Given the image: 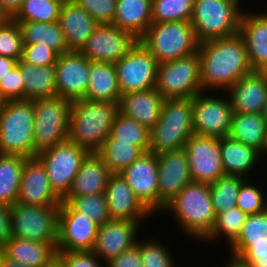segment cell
Returning a JSON list of instances; mask_svg holds the SVG:
<instances>
[{
  "mask_svg": "<svg viewBox=\"0 0 267 267\" xmlns=\"http://www.w3.org/2000/svg\"><path fill=\"white\" fill-rule=\"evenodd\" d=\"M197 53L203 91L225 92L239 79L253 72L244 39L239 33L199 43Z\"/></svg>",
  "mask_w": 267,
  "mask_h": 267,
  "instance_id": "1",
  "label": "cell"
},
{
  "mask_svg": "<svg viewBox=\"0 0 267 267\" xmlns=\"http://www.w3.org/2000/svg\"><path fill=\"white\" fill-rule=\"evenodd\" d=\"M171 218L190 239L202 242L212 231L216 215L213 209L210 184L190 182L160 212ZM167 213V214H166ZM173 216V217H172Z\"/></svg>",
  "mask_w": 267,
  "mask_h": 267,
  "instance_id": "2",
  "label": "cell"
},
{
  "mask_svg": "<svg viewBox=\"0 0 267 267\" xmlns=\"http://www.w3.org/2000/svg\"><path fill=\"white\" fill-rule=\"evenodd\" d=\"M118 103L80 99L72 102L69 140L89 152H96L110 135Z\"/></svg>",
  "mask_w": 267,
  "mask_h": 267,
  "instance_id": "3",
  "label": "cell"
},
{
  "mask_svg": "<svg viewBox=\"0 0 267 267\" xmlns=\"http://www.w3.org/2000/svg\"><path fill=\"white\" fill-rule=\"evenodd\" d=\"M241 1L244 0H194L190 22L198 42L238 34L245 9Z\"/></svg>",
  "mask_w": 267,
  "mask_h": 267,
  "instance_id": "4",
  "label": "cell"
},
{
  "mask_svg": "<svg viewBox=\"0 0 267 267\" xmlns=\"http://www.w3.org/2000/svg\"><path fill=\"white\" fill-rule=\"evenodd\" d=\"M34 100L5 101L0 110V154L34 157Z\"/></svg>",
  "mask_w": 267,
  "mask_h": 267,
  "instance_id": "5",
  "label": "cell"
},
{
  "mask_svg": "<svg viewBox=\"0 0 267 267\" xmlns=\"http://www.w3.org/2000/svg\"><path fill=\"white\" fill-rule=\"evenodd\" d=\"M139 41L158 64L196 53L199 46L190 21L152 23Z\"/></svg>",
  "mask_w": 267,
  "mask_h": 267,
  "instance_id": "6",
  "label": "cell"
},
{
  "mask_svg": "<svg viewBox=\"0 0 267 267\" xmlns=\"http://www.w3.org/2000/svg\"><path fill=\"white\" fill-rule=\"evenodd\" d=\"M71 104L60 96L34 100V157L68 140Z\"/></svg>",
  "mask_w": 267,
  "mask_h": 267,
  "instance_id": "7",
  "label": "cell"
},
{
  "mask_svg": "<svg viewBox=\"0 0 267 267\" xmlns=\"http://www.w3.org/2000/svg\"><path fill=\"white\" fill-rule=\"evenodd\" d=\"M198 53L158 64L155 89L164 99L193 98L203 92Z\"/></svg>",
  "mask_w": 267,
  "mask_h": 267,
  "instance_id": "8",
  "label": "cell"
},
{
  "mask_svg": "<svg viewBox=\"0 0 267 267\" xmlns=\"http://www.w3.org/2000/svg\"><path fill=\"white\" fill-rule=\"evenodd\" d=\"M11 237L57 243L59 206H36L15 203L10 206Z\"/></svg>",
  "mask_w": 267,
  "mask_h": 267,
  "instance_id": "9",
  "label": "cell"
},
{
  "mask_svg": "<svg viewBox=\"0 0 267 267\" xmlns=\"http://www.w3.org/2000/svg\"><path fill=\"white\" fill-rule=\"evenodd\" d=\"M89 153L68 139L36 155L44 165L52 189L61 199L70 191L73 180Z\"/></svg>",
  "mask_w": 267,
  "mask_h": 267,
  "instance_id": "10",
  "label": "cell"
},
{
  "mask_svg": "<svg viewBox=\"0 0 267 267\" xmlns=\"http://www.w3.org/2000/svg\"><path fill=\"white\" fill-rule=\"evenodd\" d=\"M192 108L194 134L218 139L229 135L233 110L224 91L196 94L192 98Z\"/></svg>",
  "mask_w": 267,
  "mask_h": 267,
  "instance_id": "11",
  "label": "cell"
},
{
  "mask_svg": "<svg viewBox=\"0 0 267 267\" xmlns=\"http://www.w3.org/2000/svg\"><path fill=\"white\" fill-rule=\"evenodd\" d=\"M114 66L121 95L155 88L158 63L140 41Z\"/></svg>",
  "mask_w": 267,
  "mask_h": 267,
  "instance_id": "12",
  "label": "cell"
},
{
  "mask_svg": "<svg viewBox=\"0 0 267 267\" xmlns=\"http://www.w3.org/2000/svg\"><path fill=\"white\" fill-rule=\"evenodd\" d=\"M98 226L87 215L77 212L69 203L61 202L56 251H92Z\"/></svg>",
  "mask_w": 267,
  "mask_h": 267,
  "instance_id": "13",
  "label": "cell"
},
{
  "mask_svg": "<svg viewBox=\"0 0 267 267\" xmlns=\"http://www.w3.org/2000/svg\"><path fill=\"white\" fill-rule=\"evenodd\" d=\"M139 41L112 23L98 24L79 52L89 61L115 63Z\"/></svg>",
  "mask_w": 267,
  "mask_h": 267,
  "instance_id": "14",
  "label": "cell"
},
{
  "mask_svg": "<svg viewBox=\"0 0 267 267\" xmlns=\"http://www.w3.org/2000/svg\"><path fill=\"white\" fill-rule=\"evenodd\" d=\"M192 182H215L225 175L221 158V138L192 134L184 145Z\"/></svg>",
  "mask_w": 267,
  "mask_h": 267,
  "instance_id": "15",
  "label": "cell"
},
{
  "mask_svg": "<svg viewBox=\"0 0 267 267\" xmlns=\"http://www.w3.org/2000/svg\"><path fill=\"white\" fill-rule=\"evenodd\" d=\"M158 160V212L164 209L186 184L192 182L186 150L163 152Z\"/></svg>",
  "mask_w": 267,
  "mask_h": 267,
  "instance_id": "16",
  "label": "cell"
},
{
  "mask_svg": "<svg viewBox=\"0 0 267 267\" xmlns=\"http://www.w3.org/2000/svg\"><path fill=\"white\" fill-rule=\"evenodd\" d=\"M89 63L79 51L59 55L54 65L56 96L70 102L83 99L89 85Z\"/></svg>",
  "mask_w": 267,
  "mask_h": 267,
  "instance_id": "17",
  "label": "cell"
},
{
  "mask_svg": "<svg viewBox=\"0 0 267 267\" xmlns=\"http://www.w3.org/2000/svg\"><path fill=\"white\" fill-rule=\"evenodd\" d=\"M158 160L157 154L144 152L120 174L140 201L158 215Z\"/></svg>",
  "mask_w": 267,
  "mask_h": 267,
  "instance_id": "18",
  "label": "cell"
},
{
  "mask_svg": "<svg viewBox=\"0 0 267 267\" xmlns=\"http://www.w3.org/2000/svg\"><path fill=\"white\" fill-rule=\"evenodd\" d=\"M142 222L111 219L97 229L92 252L107 263L122 251L132 248L139 238ZM139 230V231H138Z\"/></svg>",
  "mask_w": 267,
  "mask_h": 267,
  "instance_id": "19",
  "label": "cell"
},
{
  "mask_svg": "<svg viewBox=\"0 0 267 267\" xmlns=\"http://www.w3.org/2000/svg\"><path fill=\"white\" fill-rule=\"evenodd\" d=\"M105 195L111 219L146 223L148 218L151 219L152 216H155L140 201L120 173L110 175Z\"/></svg>",
  "mask_w": 267,
  "mask_h": 267,
  "instance_id": "20",
  "label": "cell"
},
{
  "mask_svg": "<svg viewBox=\"0 0 267 267\" xmlns=\"http://www.w3.org/2000/svg\"><path fill=\"white\" fill-rule=\"evenodd\" d=\"M62 199L52 189L44 165L37 157L25 160L16 203L60 206Z\"/></svg>",
  "mask_w": 267,
  "mask_h": 267,
  "instance_id": "21",
  "label": "cell"
},
{
  "mask_svg": "<svg viewBox=\"0 0 267 267\" xmlns=\"http://www.w3.org/2000/svg\"><path fill=\"white\" fill-rule=\"evenodd\" d=\"M244 9L239 34L243 37L248 61L253 71L267 72V9ZM249 11V12H248Z\"/></svg>",
  "mask_w": 267,
  "mask_h": 267,
  "instance_id": "22",
  "label": "cell"
},
{
  "mask_svg": "<svg viewBox=\"0 0 267 267\" xmlns=\"http://www.w3.org/2000/svg\"><path fill=\"white\" fill-rule=\"evenodd\" d=\"M225 93L233 112L262 113L267 100V72L253 71L239 79Z\"/></svg>",
  "mask_w": 267,
  "mask_h": 267,
  "instance_id": "23",
  "label": "cell"
},
{
  "mask_svg": "<svg viewBox=\"0 0 267 267\" xmlns=\"http://www.w3.org/2000/svg\"><path fill=\"white\" fill-rule=\"evenodd\" d=\"M164 98L155 88L121 95L118 111L151 130L160 118Z\"/></svg>",
  "mask_w": 267,
  "mask_h": 267,
  "instance_id": "24",
  "label": "cell"
},
{
  "mask_svg": "<svg viewBox=\"0 0 267 267\" xmlns=\"http://www.w3.org/2000/svg\"><path fill=\"white\" fill-rule=\"evenodd\" d=\"M220 155L225 175L253 178L252 176H257L255 172L258 169L260 172L261 166L256 167L264 163L263 155L258 150L232 139L230 136L221 138Z\"/></svg>",
  "mask_w": 267,
  "mask_h": 267,
  "instance_id": "25",
  "label": "cell"
},
{
  "mask_svg": "<svg viewBox=\"0 0 267 267\" xmlns=\"http://www.w3.org/2000/svg\"><path fill=\"white\" fill-rule=\"evenodd\" d=\"M58 23L70 51H79L99 24L74 2L62 4Z\"/></svg>",
  "mask_w": 267,
  "mask_h": 267,
  "instance_id": "26",
  "label": "cell"
},
{
  "mask_svg": "<svg viewBox=\"0 0 267 267\" xmlns=\"http://www.w3.org/2000/svg\"><path fill=\"white\" fill-rule=\"evenodd\" d=\"M111 174L104 161L95 152H90L83 160L73 180L71 189L65 197H80L105 193Z\"/></svg>",
  "mask_w": 267,
  "mask_h": 267,
  "instance_id": "27",
  "label": "cell"
},
{
  "mask_svg": "<svg viewBox=\"0 0 267 267\" xmlns=\"http://www.w3.org/2000/svg\"><path fill=\"white\" fill-rule=\"evenodd\" d=\"M0 251L26 267H52L56 263V243H42L11 237Z\"/></svg>",
  "mask_w": 267,
  "mask_h": 267,
  "instance_id": "28",
  "label": "cell"
},
{
  "mask_svg": "<svg viewBox=\"0 0 267 267\" xmlns=\"http://www.w3.org/2000/svg\"><path fill=\"white\" fill-rule=\"evenodd\" d=\"M120 97L114 63L90 61L89 85L83 99L119 103Z\"/></svg>",
  "mask_w": 267,
  "mask_h": 267,
  "instance_id": "29",
  "label": "cell"
},
{
  "mask_svg": "<svg viewBox=\"0 0 267 267\" xmlns=\"http://www.w3.org/2000/svg\"><path fill=\"white\" fill-rule=\"evenodd\" d=\"M112 24L140 39L152 24V0H117Z\"/></svg>",
  "mask_w": 267,
  "mask_h": 267,
  "instance_id": "30",
  "label": "cell"
},
{
  "mask_svg": "<svg viewBox=\"0 0 267 267\" xmlns=\"http://www.w3.org/2000/svg\"><path fill=\"white\" fill-rule=\"evenodd\" d=\"M21 72L24 84V100L50 98L56 96L55 66H36L22 59L16 65Z\"/></svg>",
  "mask_w": 267,
  "mask_h": 267,
  "instance_id": "31",
  "label": "cell"
},
{
  "mask_svg": "<svg viewBox=\"0 0 267 267\" xmlns=\"http://www.w3.org/2000/svg\"><path fill=\"white\" fill-rule=\"evenodd\" d=\"M228 136L264 155L267 147V125L261 113L233 112Z\"/></svg>",
  "mask_w": 267,
  "mask_h": 267,
  "instance_id": "32",
  "label": "cell"
},
{
  "mask_svg": "<svg viewBox=\"0 0 267 267\" xmlns=\"http://www.w3.org/2000/svg\"><path fill=\"white\" fill-rule=\"evenodd\" d=\"M15 22L20 27L23 44H45L55 50L59 55L70 52L58 21L52 23L33 21Z\"/></svg>",
  "mask_w": 267,
  "mask_h": 267,
  "instance_id": "33",
  "label": "cell"
},
{
  "mask_svg": "<svg viewBox=\"0 0 267 267\" xmlns=\"http://www.w3.org/2000/svg\"><path fill=\"white\" fill-rule=\"evenodd\" d=\"M95 153L104 161L111 173H120L144 151L132 142L119 141L108 135Z\"/></svg>",
  "mask_w": 267,
  "mask_h": 267,
  "instance_id": "34",
  "label": "cell"
},
{
  "mask_svg": "<svg viewBox=\"0 0 267 267\" xmlns=\"http://www.w3.org/2000/svg\"><path fill=\"white\" fill-rule=\"evenodd\" d=\"M27 158L0 154V203L13 206L18 198L22 171Z\"/></svg>",
  "mask_w": 267,
  "mask_h": 267,
  "instance_id": "35",
  "label": "cell"
},
{
  "mask_svg": "<svg viewBox=\"0 0 267 267\" xmlns=\"http://www.w3.org/2000/svg\"><path fill=\"white\" fill-rule=\"evenodd\" d=\"M246 218L247 214L237 206L226 212L217 214L211 233L202 241V243H209V245L210 242L211 244H218L222 242L221 239H223L227 244L226 246L228 249V247L238 238Z\"/></svg>",
  "mask_w": 267,
  "mask_h": 267,
  "instance_id": "36",
  "label": "cell"
},
{
  "mask_svg": "<svg viewBox=\"0 0 267 267\" xmlns=\"http://www.w3.org/2000/svg\"><path fill=\"white\" fill-rule=\"evenodd\" d=\"M241 176L224 175L210 184L211 201L215 215L237 206V197L242 182Z\"/></svg>",
  "mask_w": 267,
  "mask_h": 267,
  "instance_id": "37",
  "label": "cell"
},
{
  "mask_svg": "<svg viewBox=\"0 0 267 267\" xmlns=\"http://www.w3.org/2000/svg\"><path fill=\"white\" fill-rule=\"evenodd\" d=\"M191 135L186 127L155 125L150 130L149 152L158 155L183 148Z\"/></svg>",
  "mask_w": 267,
  "mask_h": 267,
  "instance_id": "38",
  "label": "cell"
},
{
  "mask_svg": "<svg viewBox=\"0 0 267 267\" xmlns=\"http://www.w3.org/2000/svg\"><path fill=\"white\" fill-rule=\"evenodd\" d=\"M156 125L186 127L194 134L192 98L165 99Z\"/></svg>",
  "mask_w": 267,
  "mask_h": 267,
  "instance_id": "39",
  "label": "cell"
},
{
  "mask_svg": "<svg viewBox=\"0 0 267 267\" xmlns=\"http://www.w3.org/2000/svg\"><path fill=\"white\" fill-rule=\"evenodd\" d=\"M110 135L119 141L132 142L144 152L149 151L150 130L119 112L111 126Z\"/></svg>",
  "mask_w": 267,
  "mask_h": 267,
  "instance_id": "40",
  "label": "cell"
},
{
  "mask_svg": "<svg viewBox=\"0 0 267 267\" xmlns=\"http://www.w3.org/2000/svg\"><path fill=\"white\" fill-rule=\"evenodd\" d=\"M61 6L62 4L56 0H23L12 19L43 23L57 22Z\"/></svg>",
  "mask_w": 267,
  "mask_h": 267,
  "instance_id": "41",
  "label": "cell"
},
{
  "mask_svg": "<svg viewBox=\"0 0 267 267\" xmlns=\"http://www.w3.org/2000/svg\"><path fill=\"white\" fill-rule=\"evenodd\" d=\"M149 237L141 240L139 236L136 241L140 250L142 267H177L175 264L177 259L172 256L173 251L155 236Z\"/></svg>",
  "mask_w": 267,
  "mask_h": 267,
  "instance_id": "42",
  "label": "cell"
},
{
  "mask_svg": "<svg viewBox=\"0 0 267 267\" xmlns=\"http://www.w3.org/2000/svg\"><path fill=\"white\" fill-rule=\"evenodd\" d=\"M194 0H152V23L190 21Z\"/></svg>",
  "mask_w": 267,
  "mask_h": 267,
  "instance_id": "43",
  "label": "cell"
},
{
  "mask_svg": "<svg viewBox=\"0 0 267 267\" xmlns=\"http://www.w3.org/2000/svg\"><path fill=\"white\" fill-rule=\"evenodd\" d=\"M62 202L69 203L77 212L87 215L98 225H103L111 220L105 193L80 197H64Z\"/></svg>",
  "mask_w": 267,
  "mask_h": 267,
  "instance_id": "44",
  "label": "cell"
},
{
  "mask_svg": "<svg viewBox=\"0 0 267 267\" xmlns=\"http://www.w3.org/2000/svg\"><path fill=\"white\" fill-rule=\"evenodd\" d=\"M254 178H246L242 182L237 197V207L247 215L257 214L267 209V190L265 191Z\"/></svg>",
  "mask_w": 267,
  "mask_h": 267,
  "instance_id": "45",
  "label": "cell"
},
{
  "mask_svg": "<svg viewBox=\"0 0 267 267\" xmlns=\"http://www.w3.org/2000/svg\"><path fill=\"white\" fill-rule=\"evenodd\" d=\"M231 245H267V209L247 215L238 238Z\"/></svg>",
  "mask_w": 267,
  "mask_h": 267,
  "instance_id": "46",
  "label": "cell"
},
{
  "mask_svg": "<svg viewBox=\"0 0 267 267\" xmlns=\"http://www.w3.org/2000/svg\"><path fill=\"white\" fill-rule=\"evenodd\" d=\"M23 39L20 27L13 19L0 27V56L20 60L23 53Z\"/></svg>",
  "mask_w": 267,
  "mask_h": 267,
  "instance_id": "47",
  "label": "cell"
},
{
  "mask_svg": "<svg viewBox=\"0 0 267 267\" xmlns=\"http://www.w3.org/2000/svg\"><path fill=\"white\" fill-rule=\"evenodd\" d=\"M229 256L246 266H267V245H230Z\"/></svg>",
  "mask_w": 267,
  "mask_h": 267,
  "instance_id": "48",
  "label": "cell"
},
{
  "mask_svg": "<svg viewBox=\"0 0 267 267\" xmlns=\"http://www.w3.org/2000/svg\"><path fill=\"white\" fill-rule=\"evenodd\" d=\"M79 7L99 24L113 23L117 0H74Z\"/></svg>",
  "mask_w": 267,
  "mask_h": 267,
  "instance_id": "49",
  "label": "cell"
},
{
  "mask_svg": "<svg viewBox=\"0 0 267 267\" xmlns=\"http://www.w3.org/2000/svg\"><path fill=\"white\" fill-rule=\"evenodd\" d=\"M56 264L58 267H107L92 251H56Z\"/></svg>",
  "mask_w": 267,
  "mask_h": 267,
  "instance_id": "50",
  "label": "cell"
},
{
  "mask_svg": "<svg viewBox=\"0 0 267 267\" xmlns=\"http://www.w3.org/2000/svg\"><path fill=\"white\" fill-rule=\"evenodd\" d=\"M59 54L47 45L24 44L22 60L36 66H52L56 64Z\"/></svg>",
  "mask_w": 267,
  "mask_h": 267,
  "instance_id": "51",
  "label": "cell"
},
{
  "mask_svg": "<svg viewBox=\"0 0 267 267\" xmlns=\"http://www.w3.org/2000/svg\"><path fill=\"white\" fill-rule=\"evenodd\" d=\"M0 95L5 101L24 100V84L17 66L0 80Z\"/></svg>",
  "mask_w": 267,
  "mask_h": 267,
  "instance_id": "52",
  "label": "cell"
},
{
  "mask_svg": "<svg viewBox=\"0 0 267 267\" xmlns=\"http://www.w3.org/2000/svg\"><path fill=\"white\" fill-rule=\"evenodd\" d=\"M141 262L140 250L135 244L107 262V267H142Z\"/></svg>",
  "mask_w": 267,
  "mask_h": 267,
  "instance_id": "53",
  "label": "cell"
},
{
  "mask_svg": "<svg viewBox=\"0 0 267 267\" xmlns=\"http://www.w3.org/2000/svg\"><path fill=\"white\" fill-rule=\"evenodd\" d=\"M11 238L10 206L0 203V249Z\"/></svg>",
  "mask_w": 267,
  "mask_h": 267,
  "instance_id": "54",
  "label": "cell"
},
{
  "mask_svg": "<svg viewBox=\"0 0 267 267\" xmlns=\"http://www.w3.org/2000/svg\"><path fill=\"white\" fill-rule=\"evenodd\" d=\"M17 65V60L0 56V80L5 77L15 66Z\"/></svg>",
  "mask_w": 267,
  "mask_h": 267,
  "instance_id": "55",
  "label": "cell"
},
{
  "mask_svg": "<svg viewBox=\"0 0 267 267\" xmlns=\"http://www.w3.org/2000/svg\"><path fill=\"white\" fill-rule=\"evenodd\" d=\"M23 0H0V5L12 17L21 7Z\"/></svg>",
  "mask_w": 267,
  "mask_h": 267,
  "instance_id": "56",
  "label": "cell"
},
{
  "mask_svg": "<svg viewBox=\"0 0 267 267\" xmlns=\"http://www.w3.org/2000/svg\"><path fill=\"white\" fill-rule=\"evenodd\" d=\"M0 267H26L19 262L11 260L0 251Z\"/></svg>",
  "mask_w": 267,
  "mask_h": 267,
  "instance_id": "57",
  "label": "cell"
},
{
  "mask_svg": "<svg viewBox=\"0 0 267 267\" xmlns=\"http://www.w3.org/2000/svg\"><path fill=\"white\" fill-rule=\"evenodd\" d=\"M223 267H248L241 262H239L237 259L231 258L230 256L227 257V260L224 261L222 264Z\"/></svg>",
  "mask_w": 267,
  "mask_h": 267,
  "instance_id": "58",
  "label": "cell"
},
{
  "mask_svg": "<svg viewBox=\"0 0 267 267\" xmlns=\"http://www.w3.org/2000/svg\"><path fill=\"white\" fill-rule=\"evenodd\" d=\"M11 19H12V17L0 5V27L5 25Z\"/></svg>",
  "mask_w": 267,
  "mask_h": 267,
  "instance_id": "59",
  "label": "cell"
},
{
  "mask_svg": "<svg viewBox=\"0 0 267 267\" xmlns=\"http://www.w3.org/2000/svg\"><path fill=\"white\" fill-rule=\"evenodd\" d=\"M261 114H262L263 119H264V121H265V123L267 125V100H266V102L264 104V108H263V111H262Z\"/></svg>",
  "mask_w": 267,
  "mask_h": 267,
  "instance_id": "60",
  "label": "cell"
},
{
  "mask_svg": "<svg viewBox=\"0 0 267 267\" xmlns=\"http://www.w3.org/2000/svg\"><path fill=\"white\" fill-rule=\"evenodd\" d=\"M56 1L60 2L61 4H67V3L74 2V0H56Z\"/></svg>",
  "mask_w": 267,
  "mask_h": 267,
  "instance_id": "61",
  "label": "cell"
},
{
  "mask_svg": "<svg viewBox=\"0 0 267 267\" xmlns=\"http://www.w3.org/2000/svg\"><path fill=\"white\" fill-rule=\"evenodd\" d=\"M4 102H5V100L2 98V96L0 95V110H1V108L3 107V105H4Z\"/></svg>",
  "mask_w": 267,
  "mask_h": 267,
  "instance_id": "62",
  "label": "cell"
},
{
  "mask_svg": "<svg viewBox=\"0 0 267 267\" xmlns=\"http://www.w3.org/2000/svg\"><path fill=\"white\" fill-rule=\"evenodd\" d=\"M266 157H267V147H266V150H265L264 155H263V160H264V163H265V164H263V166L267 164L265 162Z\"/></svg>",
  "mask_w": 267,
  "mask_h": 267,
  "instance_id": "63",
  "label": "cell"
},
{
  "mask_svg": "<svg viewBox=\"0 0 267 267\" xmlns=\"http://www.w3.org/2000/svg\"><path fill=\"white\" fill-rule=\"evenodd\" d=\"M248 267H267V266H248Z\"/></svg>",
  "mask_w": 267,
  "mask_h": 267,
  "instance_id": "64",
  "label": "cell"
}]
</instances>
